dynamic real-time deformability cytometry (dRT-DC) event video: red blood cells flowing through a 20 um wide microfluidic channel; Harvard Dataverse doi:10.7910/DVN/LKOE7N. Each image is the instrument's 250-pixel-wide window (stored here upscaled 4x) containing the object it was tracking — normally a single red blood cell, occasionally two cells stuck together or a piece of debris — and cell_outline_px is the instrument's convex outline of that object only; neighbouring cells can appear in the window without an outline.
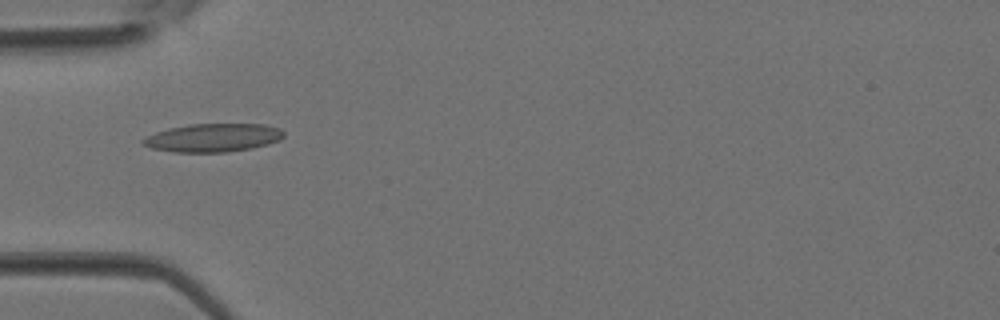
{"species": "Egyptian fruit bat (a non-hibernating species)", "species_latin": "Rousettus aegyptiacus", "temperature_condition": "room temperature", "stored_images_in_passage": 4, "camera_frame_rate_fps": 3000, "um_per_image_px": 0.085, "animal": {"sex": "female"}, "frame": {"image": 1, "passage_image": 3, "time_ms": 0.667, "image_size_px": [1000, 320], "cell_outline_px": [[284, 136], [280, 140], [268, 144], [228, 152], [172, 152], [152, 148], [140, 144], [140, 140], [156, 132], [188, 124], [264, 124], [280, 128], [284, 132]], "centroid_in_image_um": [18.11, 11.7], "position_along_channel_um": 66.9, "area_um2": 23.18}}
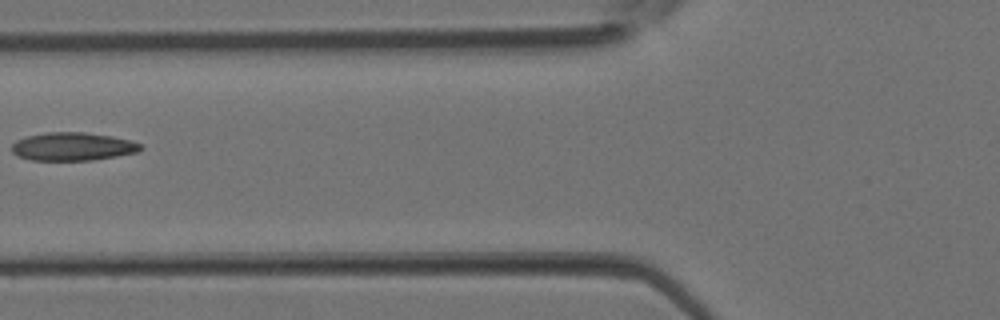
{"frame": {"image": 2, "passage_image": 4, "time_ms": 1.0, "image_size_px": [1000, 320], "cell_outline_px": [[144, 148], [136, 152], [116, 156], [92, 160], [32, 160], [20, 156], [12, 152], [12, 144], [16, 140], [28, 136], [48, 132], [84, 132], [112, 136], [128, 140], [140, 144]], "centroid_in_image_um": [6.18, 12.45], "position_along_channel_um": 119.6, "area_um2": 20.92}}